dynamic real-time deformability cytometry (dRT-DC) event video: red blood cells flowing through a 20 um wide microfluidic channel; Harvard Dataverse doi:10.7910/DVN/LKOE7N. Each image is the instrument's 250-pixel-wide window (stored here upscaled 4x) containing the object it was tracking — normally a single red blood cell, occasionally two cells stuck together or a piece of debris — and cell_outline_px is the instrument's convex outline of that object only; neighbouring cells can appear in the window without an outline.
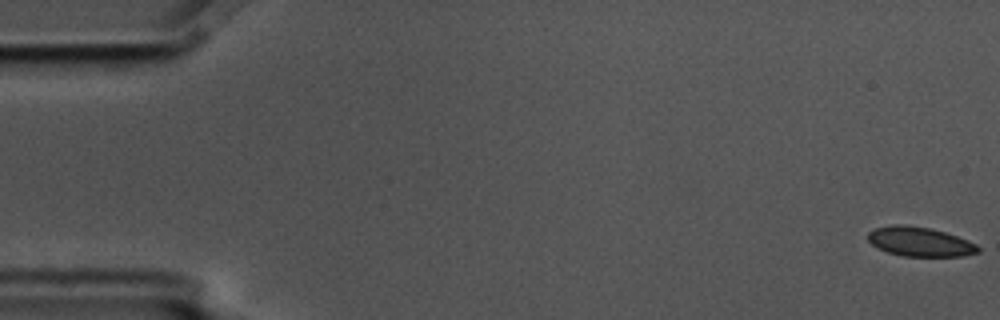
{"species": "common noctule bat (a hibernating species)", "species_latin": "Nyctalus noctula", "temperature_condition": "cold", "stored_images_in_passage": 8, "camera_frame_rate_fps": 3000, "um_per_image_px": 0.085, "animal": {"sex": "male", "body_mass_g": 17.5, "forearm_length_mm": 52.3}, "frame": {"image": 1, "passage_image": 1, "time_ms": 0.0, "image_size_px": [1000, 320], "cell_outline_px": [[980, 252], [964, 256], [900, 256], [888, 252], [872, 244], [868, 240], [868, 232], [876, 228], [892, 224], [904, 224], [928, 228], [944, 232], [968, 240], [976, 244], [980, 248]], "centroid_in_image_um": [78.2, 20.55], "position_along_channel_um": 6.8, "area_um2": 18.79}}
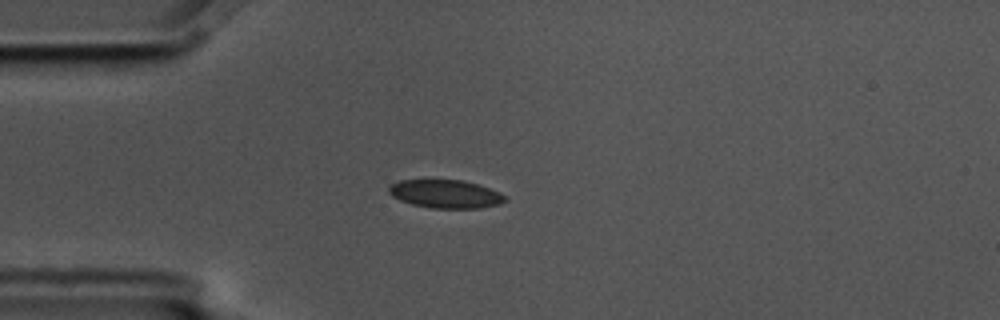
{"frame": {"image": 2, "passage_image": 5, "time_ms": 1.333, "image_size_px": [1000, 320], "cell_outline_px": [[508, 200], [500, 204], [480, 208], [432, 208], [412, 204], [400, 200], [392, 196], [388, 192], [388, 188], [392, 184], [400, 180], [460, 180], [476, 184], [500, 192]], "centroid_in_image_um": [37.87, 16.49], "position_along_channel_um": 47.1, "area_um2": 19.02}}